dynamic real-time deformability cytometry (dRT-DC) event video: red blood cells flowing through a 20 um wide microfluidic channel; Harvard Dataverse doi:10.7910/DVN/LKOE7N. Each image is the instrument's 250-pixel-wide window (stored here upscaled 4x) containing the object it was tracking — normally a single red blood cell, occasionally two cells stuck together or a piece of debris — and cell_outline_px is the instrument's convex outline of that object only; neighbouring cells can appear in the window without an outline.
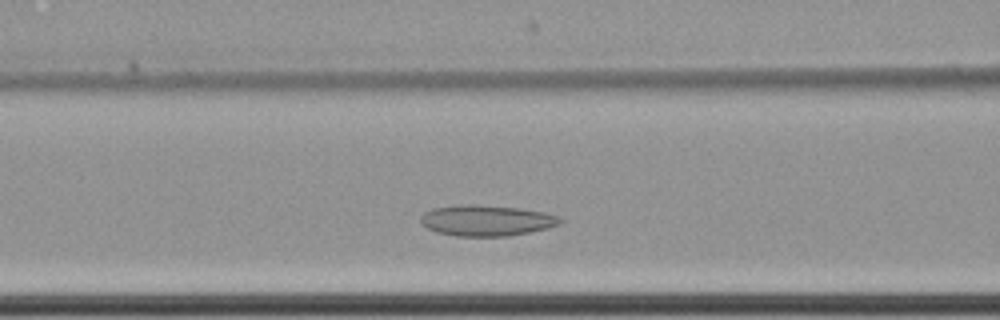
{"species": "common noctule bat (a hibernating species)", "species_latin": "Nyctalus noctula", "temperature_condition": "cold", "stored_images_in_passage": 38, "camera_frame_rate_fps": 3000, "um_per_image_px": 0.085, "animal": {"sex": "female", "body_mass_g": 22.7, "forearm_length_mm": 54.2}, "frame": {"image": 1, "passage_image": 13, "time_ms": 4.0, "image_size_px": [1000, 320], "cell_outline_px": [[564, 220], [560, 224], [548, 228], [508, 236], [456, 236], [436, 232], [428, 228], [420, 220], [420, 216], [424, 212], [432, 208], [468, 204], [476, 204], [520, 208], [544, 212], [560, 216]], "centroid_in_image_um": [41.38, 18.73], "position_along_channel_um": 125.2, "area_um2": 25.14}}
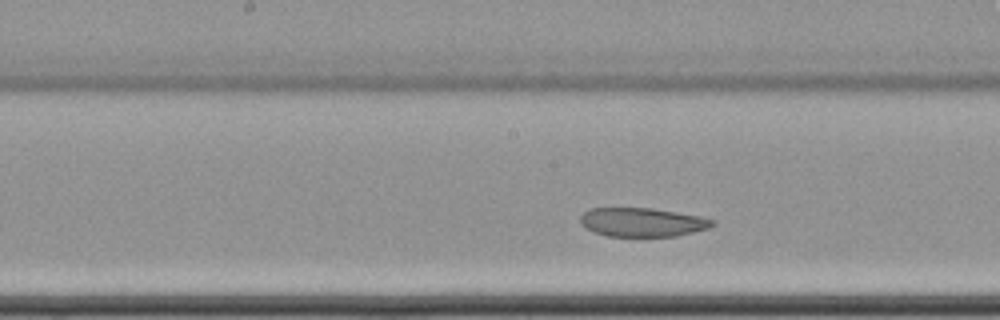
{"frame": {"image": 2, "passage_image": 19, "time_ms": 6.0, "image_size_px": [1000, 320], "cell_outline_px": [[716, 224], [708, 228], [676, 236], [604, 236], [592, 232], [584, 228], [580, 224], [580, 216], [584, 212], [592, 208], [652, 208], [700, 216], [716, 220]], "centroid_in_image_um": [54.57, 18.89], "position_along_channel_um": 193.6, "area_um2": 22.37}}
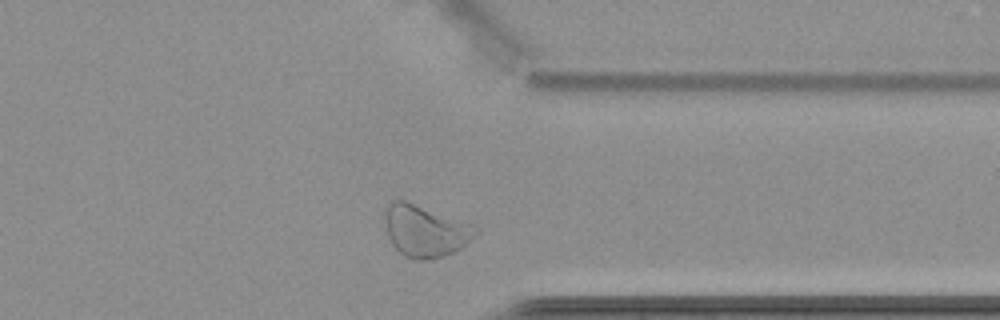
{"frame": {"image": 3, "passage_image": 35, "time_ms": 11.333, "image_size_px": [1000, 320], "cell_outline_px": [[480, 232], [472, 240], [460, 248], [444, 256], [424, 260], [416, 260], [404, 256], [392, 244], [388, 236], [384, 220], [384, 208], [392, 200], [404, 200], [472, 224], [480, 228]], "centroid_in_image_um": [36.14, 19.62], "position_along_channel_um": 375.3, "area_um2": 27.46}, "authors_computed_cell_mechanics": {"area_um2": 24.6517, "velocity_mm_per_s": 3.426, "shape_relaxation_time_tau1_ms": null, "shape_relaxation_time_tau2_ms": 7.1621, "deformation_change_tau1": null, "deformation_change_tau2": 0.104}}